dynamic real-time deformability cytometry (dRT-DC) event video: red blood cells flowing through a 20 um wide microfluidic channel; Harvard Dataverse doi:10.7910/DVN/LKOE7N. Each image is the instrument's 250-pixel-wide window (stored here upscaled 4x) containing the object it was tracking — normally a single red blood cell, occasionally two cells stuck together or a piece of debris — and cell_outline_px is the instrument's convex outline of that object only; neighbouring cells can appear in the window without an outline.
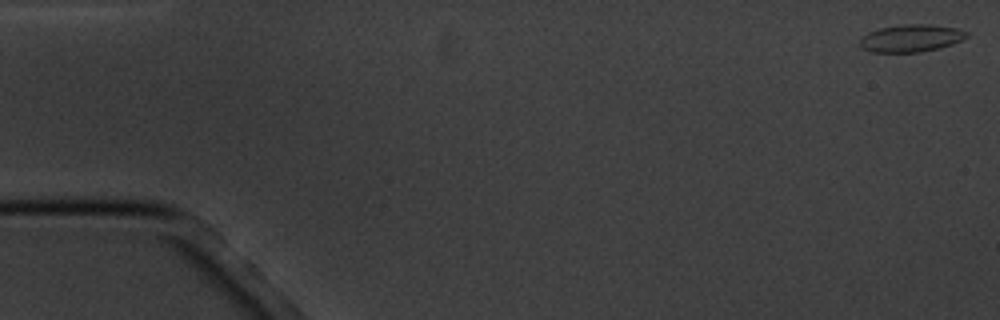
{"species": "common noctule bat (a hibernating species)", "species_latin": "Nyctalus noctula", "temperature_condition": "cold", "stored_images_in_passage": 9, "camera_frame_rate_fps": 3000, "um_per_image_px": 0.085, "animal": {"sex": "male", "body_mass_g": 20.1, "forearm_length_mm": 53.5}, "frame": {"image": 1, "passage_image": 1, "time_ms": 0.0, "image_size_px": [1000, 320], "cell_outline_px": [[968, 36], [952, 44], [920, 52], [872, 52], [864, 48], [860, 44], [860, 40], [868, 32], [880, 28], [904, 24], [932, 24], [956, 28], [968, 32]], "centroid_in_image_um": [77.45, 3.23], "position_along_channel_um": 7.6, "area_um2": 16.82}}
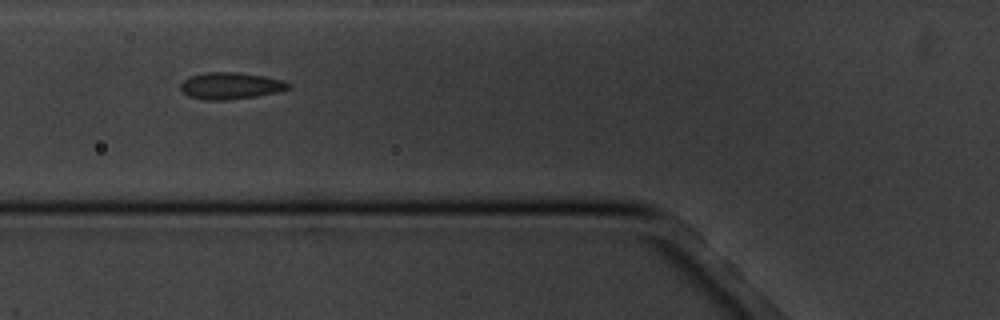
{"frame": {"image": 2, "passage_image": 6, "time_ms": 6.667, "image_size_px": [1000, 320], "cell_outline_px": [[292, 88], [276, 92], [256, 96], [224, 100], [204, 100], [188, 96], [180, 88], [180, 84], [188, 76], [204, 72], [236, 72], [264, 76], [284, 80], [292, 84]], "centroid_in_image_um": [19.61, 7.28], "position_along_channel_um": 106.2, "area_um2": 16.94}}
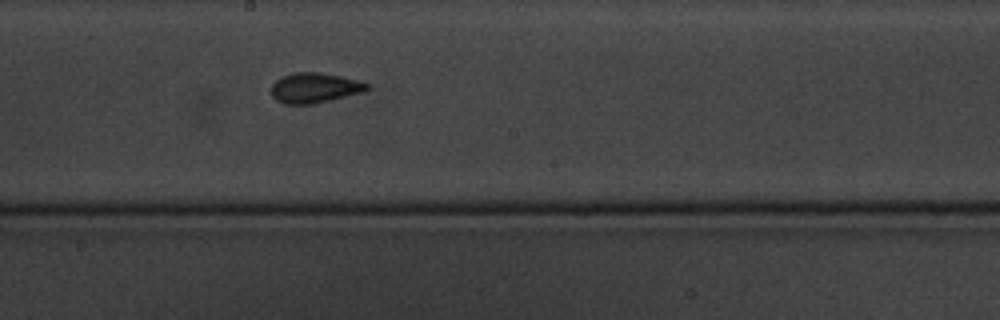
{"frame": {"image": 3, "passage_image": 9, "time_ms": 10.0, "image_size_px": [1000, 320], "cell_outline_px": [[372, 88], [364, 92], [312, 104], [284, 104], [276, 100], [272, 96], [272, 84], [280, 76], [296, 72], [320, 72], [360, 80], [368, 84]], "centroid_in_image_um": [26.76, 7.46], "position_along_channel_um": 221.4, "area_um2": 16.94}}